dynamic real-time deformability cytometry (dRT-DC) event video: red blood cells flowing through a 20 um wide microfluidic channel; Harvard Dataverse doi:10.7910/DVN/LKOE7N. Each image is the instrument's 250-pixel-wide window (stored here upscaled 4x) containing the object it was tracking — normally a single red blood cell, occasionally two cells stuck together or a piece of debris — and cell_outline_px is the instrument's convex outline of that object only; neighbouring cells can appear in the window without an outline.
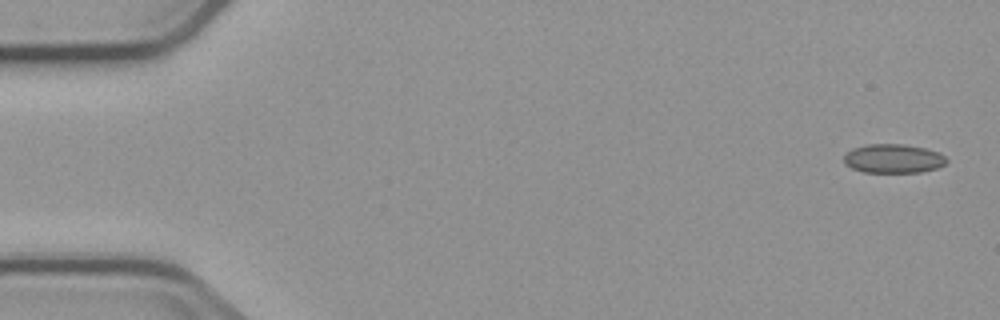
{"species": "common noctule bat (a hibernating species)", "species_latin": "Nyctalus noctula", "temperature_condition": "cold", "stored_images_in_passage": 6, "camera_frame_rate_fps": 3000, "um_per_image_px": 0.085, "animal": {"sex": "male", "body_mass_g": 23.1, "forearm_length_mm": 52.7}, "frame": {"image": 1, "passage_image": 1, "time_ms": 0.0, "image_size_px": [1000, 320], "cell_outline_px": [[948, 160], [944, 164], [936, 168], [920, 172], [864, 172], [852, 168], [844, 164], [844, 156], [852, 148], [868, 144], [904, 144], [924, 148], [940, 152]], "centroid_in_image_um": [75.92, 13.47], "position_along_channel_um": 9.1, "area_um2": 17.28}}
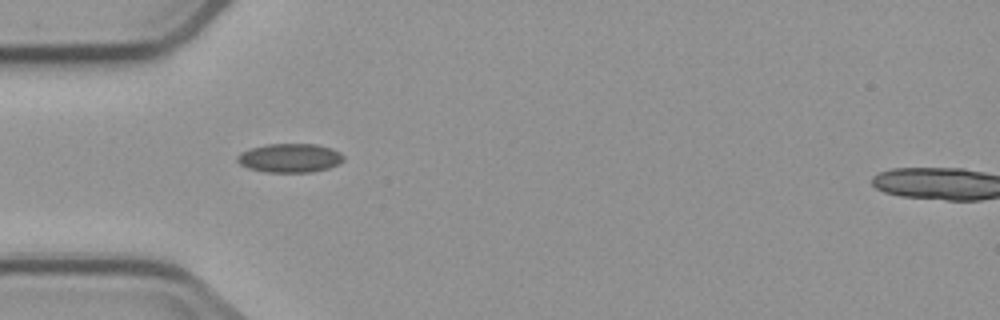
{"frame": {"image": 2, "passage_image": 5, "time_ms": 5.0, "image_size_px": [1000, 320], "cell_outline_px": [[344, 160], [340, 164], [328, 168], [312, 172], [264, 172], [248, 168], [240, 164], [236, 160], [236, 156], [240, 152], [248, 148], [268, 144], [316, 144], [332, 148], [340, 152], [344, 156]], "centroid_in_image_um": [24.63, 13.42], "position_along_channel_um": 60.4, "area_um2": 18.15}}
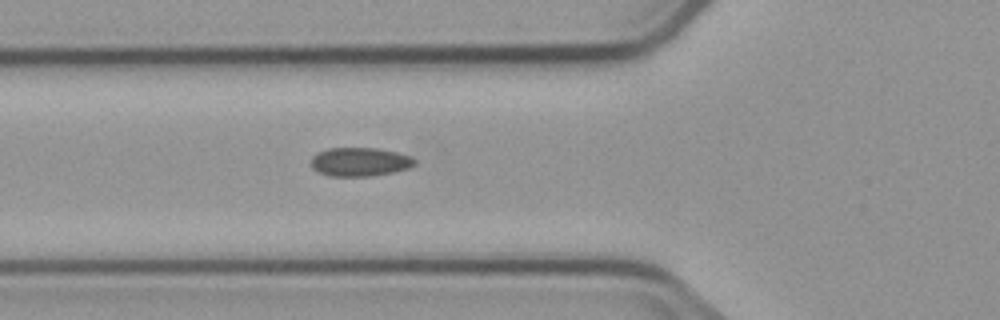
{"frame": {"image": 3, "passage_image": 6, "time_ms": 6.0, "image_size_px": [1000, 320], "cell_outline_px": [[416, 164], [408, 168], [392, 172], [372, 176], [328, 176], [312, 168], [312, 156], [328, 148], [376, 148], [396, 152], [408, 156], [416, 160]], "centroid_in_image_um": [30.58, 13.76], "position_along_channel_um": 95.2, "area_um2": 17.17}}